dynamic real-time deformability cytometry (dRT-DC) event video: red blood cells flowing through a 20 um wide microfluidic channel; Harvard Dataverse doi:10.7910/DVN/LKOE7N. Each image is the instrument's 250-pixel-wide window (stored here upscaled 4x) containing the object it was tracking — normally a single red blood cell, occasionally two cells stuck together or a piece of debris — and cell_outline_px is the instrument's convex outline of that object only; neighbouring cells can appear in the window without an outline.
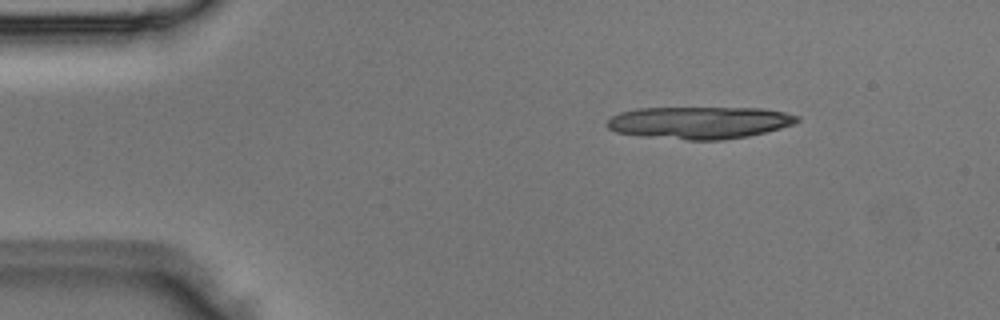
{"species": "Egyptian fruit bat (a non-hibernating species)", "species_latin": "Rousettus aegyptiacus", "temperature_condition": "room temperature", "stored_images_in_passage": 7, "camera_frame_rate_fps": 3000, "um_per_image_px": 0.085, "animal": {"sex": "male"}, "frame": {"image": 1, "passage_image": 1, "time_ms": 0.0, "image_size_px": [1000, 320], "cell_outline_px": [[800, 120], [796, 124], [748, 136], [720, 140], [688, 140], [644, 136], [616, 132], [608, 128], [604, 124], [612, 116], [620, 112], [636, 108], [764, 108], [784, 112], [800, 116]], "centroid_in_image_um": [59.46, 10.41], "position_along_channel_um": 25.5, "area_um2": 35.84}}
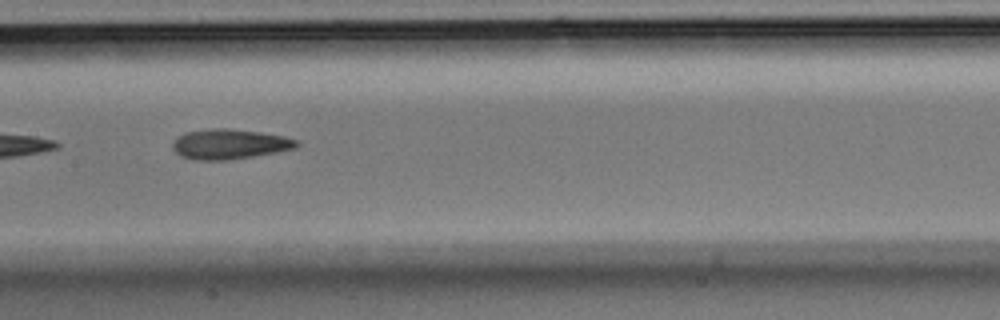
{"frame": {"image": 2, "passage_image": 6, "time_ms": 1.667, "image_size_px": [1000, 320], "cell_outline_px": [[300, 144], [296, 148], [276, 152], [228, 160], [192, 160], [180, 156], [172, 148], [172, 144], [184, 132], [216, 128], [228, 128], [260, 132], [284, 136], [296, 140]], "centroid_in_image_um": [19.5, 12.25], "position_along_channel_um": 187.9, "area_um2": 21.62}}
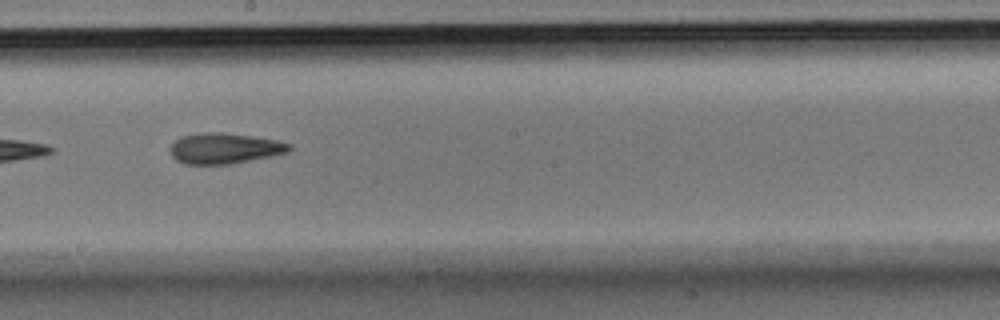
{"frame": {"image": 3, "passage_image": 7, "time_ms": 2.0, "image_size_px": [1000, 320], "cell_outline_px": [[292, 148], [288, 152], [272, 156], [232, 164], [184, 164], [176, 160], [172, 156], [172, 144], [180, 136], [200, 132], [224, 132], [252, 136], [276, 140], [292, 144]], "centroid_in_image_um": [19.11, 12.6], "position_along_channel_um": 229.1, "area_um2": 21.39}}